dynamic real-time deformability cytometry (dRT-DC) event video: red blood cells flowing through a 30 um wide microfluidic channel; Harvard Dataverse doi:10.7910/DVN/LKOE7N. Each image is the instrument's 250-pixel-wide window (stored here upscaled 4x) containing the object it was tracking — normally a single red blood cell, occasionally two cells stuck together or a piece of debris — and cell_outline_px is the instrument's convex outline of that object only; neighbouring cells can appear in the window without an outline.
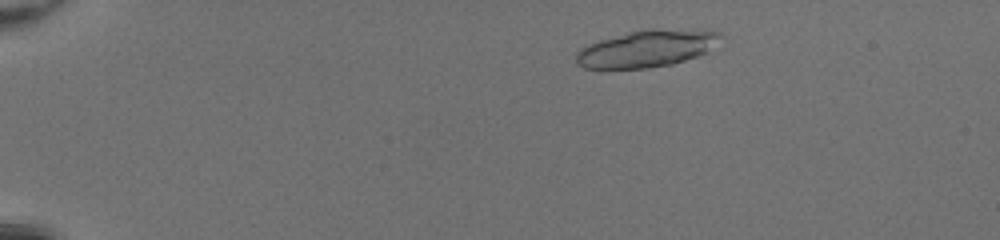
{"species": "common noctule bat (a hibernating species)", "species_latin": "Nyctalus noctula", "temperature_condition": "room temperature", "stored_images_in_passage": 46, "camera_frame_rate_fps": 3000, "um_per_image_px": 0.085, "animal": {"sex": "female", "body_mass_g": 20.0, "forearm_length_mm": 54.0}, "frame": {"image": 1, "passage_image": 6, "time_ms": 1.667, "image_size_px": [1000, 240], "cell_outline_px": [[724, 36], [708, 52], [672, 64], [648, 68], [584, 68], [576, 64], [576, 52], [580, 48], [588, 44], [600, 40], [628, 32], [644, 28], [700, 28], [720, 32]], "centroid_in_image_um": [55.04, 4.09], "position_along_channel_um": 30.0, "area_um2": 31.73}}
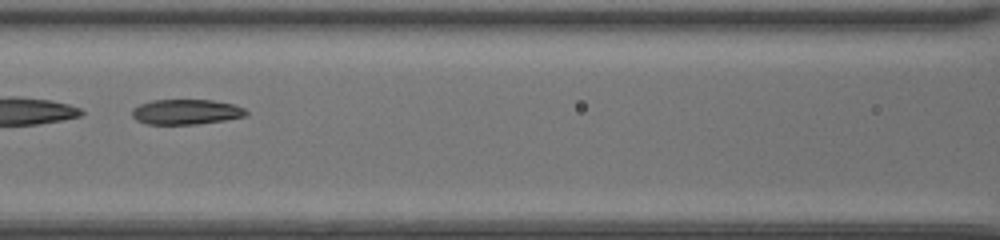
{"frame": {"image": 2, "passage_image": 22, "time_ms": 7.0, "image_size_px": [1000, 240], "cell_outline_px": [[248, 116], [224, 120], [196, 124], [148, 124], [136, 120], [132, 116], [132, 108], [140, 104], [152, 100], [212, 100], [232, 104], [244, 108], [248, 112]], "centroid_in_image_um": [15.82, 9.51], "position_along_channel_um": 150.8, "area_um2": 16.7}}
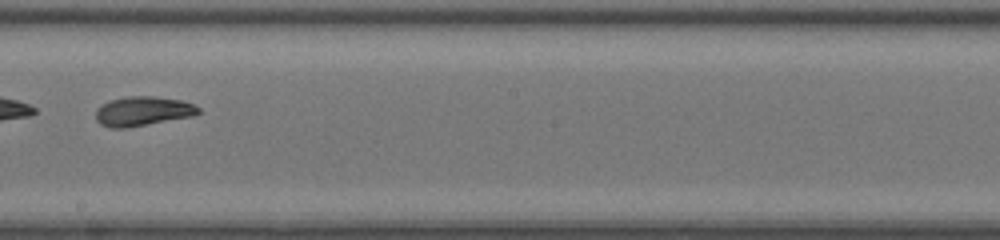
{"frame": {"image": 3, "passage_image": 28, "time_ms": 9.0, "image_size_px": [1000, 240], "cell_outline_px": [[200, 112], [196, 116], [124, 128], [112, 128], [100, 124], [96, 120], [96, 108], [108, 100], [128, 96], [156, 96], [180, 100], [192, 104], [200, 108]], "centroid_in_image_um": [12.13, 9.45], "position_along_channel_um": 236.1, "area_um2": 17.74}, "authors_computed_cell_mechanics": {"area_um2": 19.0451, "velocity_mm_per_s": 4.2687, "shape_relaxation_time_tau1_ms": 4.9394, "shape_relaxation_time_tau2_ms": 2.1607, "deformation_change_tau1": 0.1768, "deformation_change_tau2": 0.0683}}